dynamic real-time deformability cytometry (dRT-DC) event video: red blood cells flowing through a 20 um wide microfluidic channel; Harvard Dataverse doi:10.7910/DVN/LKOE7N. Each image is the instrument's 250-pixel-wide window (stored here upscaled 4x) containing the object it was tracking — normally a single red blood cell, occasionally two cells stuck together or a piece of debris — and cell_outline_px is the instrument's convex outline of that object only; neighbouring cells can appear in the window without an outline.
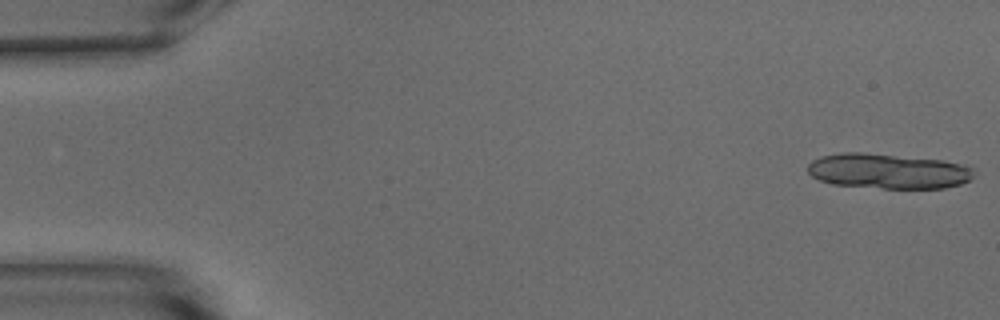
{"species": "common noctule bat (a hibernating species)", "species_latin": "Nyctalus noctula", "temperature_condition": "warm", "stored_images_in_passage": 13, "camera_frame_rate_fps": 3000, "um_per_image_px": 0.085, "animal": {"sex": "male", "body_mass_g": 15.6}, "frame": {"image": 1, "passage_image": 1, "time_ms": 0.0, "image_size_px": [1000, 320], "cell_outline_px": [[976, 168], [972, 176], [968, 180], [960, 184], [944, 188], [884, 188], [832, 184], [820, 180], [812, 176], [808, 172], [808, 164], [812, 160], [820, 156], [844, 152], [860, 152], [940, 160], [972, 164]], "centroid_in_image_um": [75.53, 14.54], "position_along_channel_um": 9.5, "area_um2": 34.1}}